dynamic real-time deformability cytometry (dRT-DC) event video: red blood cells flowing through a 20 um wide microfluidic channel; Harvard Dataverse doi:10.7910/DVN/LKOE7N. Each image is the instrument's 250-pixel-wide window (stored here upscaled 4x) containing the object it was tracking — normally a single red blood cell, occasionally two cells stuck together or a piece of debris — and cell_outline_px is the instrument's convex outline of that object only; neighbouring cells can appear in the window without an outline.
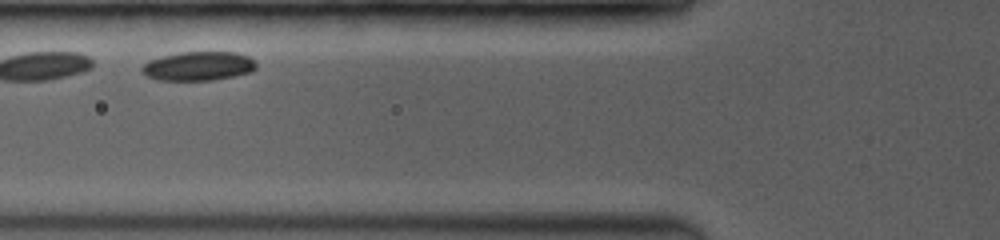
{"species": "common noctule bat (a hibernating species)", "species_latin": "Nyctalus noctula", "temperature_condition": "room temperature", "stored_images_in_passage": 14, "camera_frame_rate_fps": 3500, "um_per_image_px": 0.085, "animal": {"sex": "female", "body_mass_g": 19.0, "forearm_length_mm": 53.3}, "frame": {"image": 1, "passage_image": 5, "time_ms": 1.143, "image_size_px": [1000, 240], "cell_outline_px": [[256, 68], [252, 72], [212, 80], [160, 80], [148, 76], [140, 72], [140, 68], [148, 60], [180, 52], [236, 52], [248, 56], [256, 60]], "centroid_in_image_um": [16.88, 5.61], "position_along_channel_um": 108.9, "area_um2": 19.36}}